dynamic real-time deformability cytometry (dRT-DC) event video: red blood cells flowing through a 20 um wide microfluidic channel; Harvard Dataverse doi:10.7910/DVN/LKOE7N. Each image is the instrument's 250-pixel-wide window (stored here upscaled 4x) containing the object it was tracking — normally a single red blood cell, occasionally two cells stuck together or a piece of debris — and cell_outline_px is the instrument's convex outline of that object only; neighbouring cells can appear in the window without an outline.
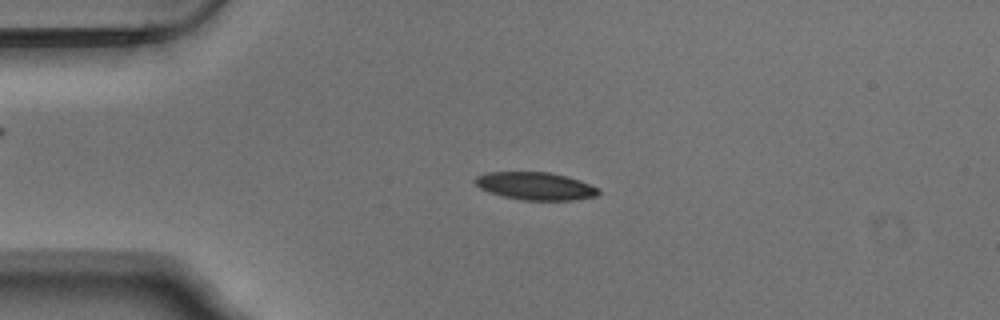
{"species": "Egyptian fruit bat (a non-hibernating species)", "species_latin": "Rousettus aegyptiacus", "temperature_condition": "warm", "stored_images_in_passage": 50, "camera_frame_rate_fps": 3000, "um_per_image_px": 0.085, "animal": {"sex": "male"}, "frame": {"image": 1, "passage_image": 12, "time_ms": 3.667, "image_size_px": [1000, 320], "cell_outline_px": [[600, 192], [596, 196], [572, 200], [524, 200], [504, 196], [480, 188], [472, 180], [476, 176], [484, 172], [548, 172], [580, 180], [600, 188]], "centroid_in_image_um": [45.51, 15.8], "position_along_channel_um": 39.5, "area_um2": 19.83}}
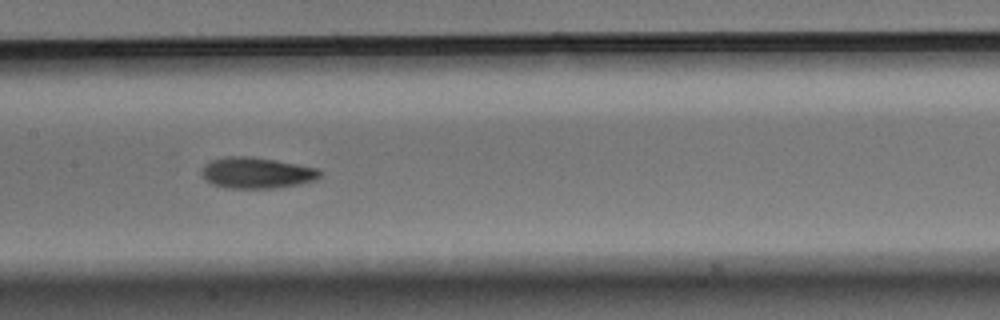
{"frame": {"image": 2, "passage_image": 26, "time_ms": 8.333, "image_size_px": [1000, 320], "cell_outline_px": [[324, 176], [316, 180], [300, 184], [276, 188], [224, 188], [212, 184], [204, 180], [200, 176], [200, 172], [204, 164], [212, 160], [228, 156], [252, 156], [276, 160], [320, 168], [324, 172]], "centroid_in_image_um": [21.85, 14.69], "position_along_channel_um": 185.6, "area_um2": 22.02}}
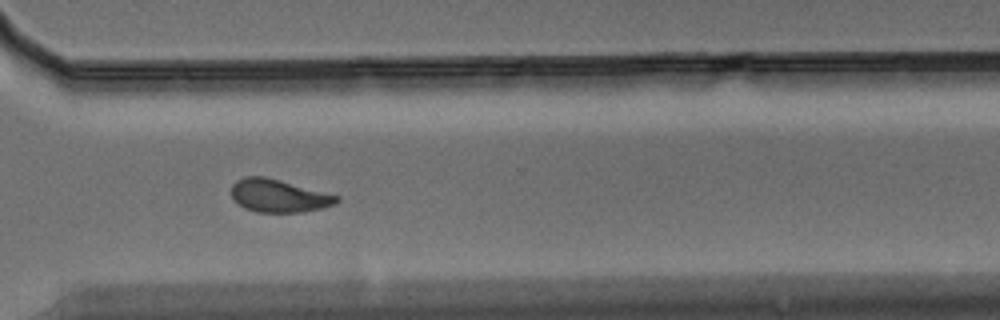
{"frame": {"image": 3, "passage_image": 39, "time_ms": 12.667, "image_size_px": [1000, 320], "cell_outline_px": [[340, 200], [336, 204], [320, 208], [300, 212], [256, 212], [244, 208], [232, 200], [232, 184], [236, 180], [244, 176], [264, 176], [280, 180], [340, 196]], "centroid_in_image_um": [23.66, 16.64], "position_along_channel_um": 346.9, "area_um2": 20.23}}